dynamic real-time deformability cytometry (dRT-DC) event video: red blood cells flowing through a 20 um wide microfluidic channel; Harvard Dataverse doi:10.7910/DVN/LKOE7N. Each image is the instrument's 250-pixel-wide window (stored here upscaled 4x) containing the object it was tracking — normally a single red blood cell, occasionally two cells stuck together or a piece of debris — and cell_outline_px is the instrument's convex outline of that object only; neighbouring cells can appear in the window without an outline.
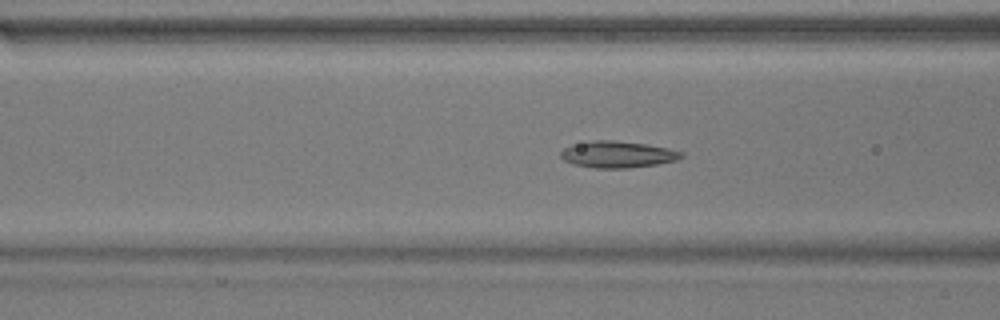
{"species": "common noctule bat (a hibernating species)", "species_latin": "Nyctalus noctula", "temperature_condition": "warm", "stored_images_in_passage": 48, "camera_frame_rate_fps": 3000, "um_per_image_px": 0.085, "animal": {"sex": "male", "body_mass_g": 17.9}, "frame": {"image": 1, "passage_image": 15, "time_ms": 4.667, "image_size_px": [1000, 320], "cell_outline_px": [[684, 156], [676, 160], [656, 164], [628, 168], [592, 168], [572, 164], [564, 160], [560, 156], [560, 152], [564, 148], [592, 140], [612, 140], [648, 144], [668, 148], [684, 152]], "centroid_in_image_um": [52.51, 13.13], "position_along_channel_um": 114.1, "area_um2": 18.67}}
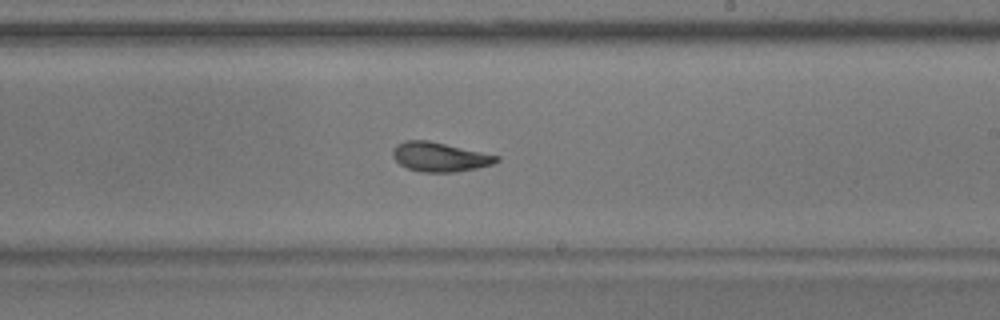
{"frame": {"image": 2, "passage_image": 26, "time_ms": 8.333, "image_size_px": [1000, 320], "cell_outline_px": [[500, 160], [492, 164], [476, 168], [456, 172], [420, 172], [408, 168], [400, 164], [392, 156], [392, 152], [396, 144], [404, 140], [428, 140], [500, 156]], "centroid_in_image_um": [37.36, 13.33], "position_along_channel_um": 251.6, "area_um2": 17.69}}
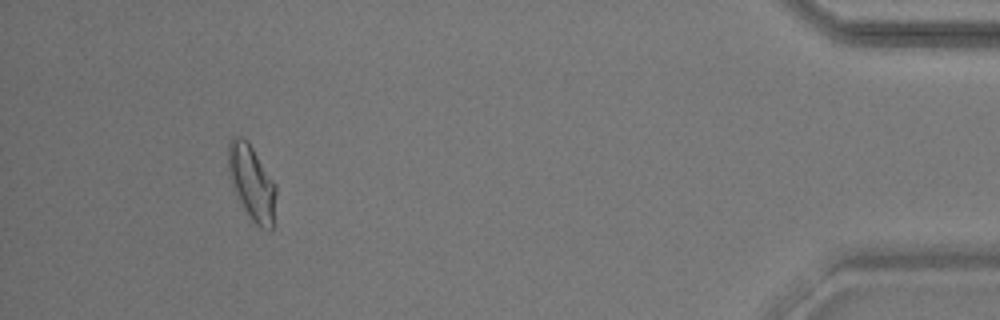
{"frame": {"image": 3, "passage_image": 44, "time_ms": 14.333, "image_size_px": [1000, 320], "cell_outline_px": [[276, 192], [272, 232], [260, 228], [252, 220], [244, 208], [232, 184], [228, 172], [228, 144], [232, 136], [240, 136], [248, 140], [276, 184]], "centroid_in_image_um": [21.41, 15.5], "position_along_channel_um": 413.8, "area_um2": 20.87}, "authors_computed_cell_mechanics": {"area_um2": 18.6405, "velocity_mm_per_s": 3.7489, "shape_relaxation_time_tau1_ms": 7.1306, "shape_relaxation_time_tau2_ms": 1.6863, "deformation_change_tau1": 0.1737, "deformation_change_tau2": 0.0862}}